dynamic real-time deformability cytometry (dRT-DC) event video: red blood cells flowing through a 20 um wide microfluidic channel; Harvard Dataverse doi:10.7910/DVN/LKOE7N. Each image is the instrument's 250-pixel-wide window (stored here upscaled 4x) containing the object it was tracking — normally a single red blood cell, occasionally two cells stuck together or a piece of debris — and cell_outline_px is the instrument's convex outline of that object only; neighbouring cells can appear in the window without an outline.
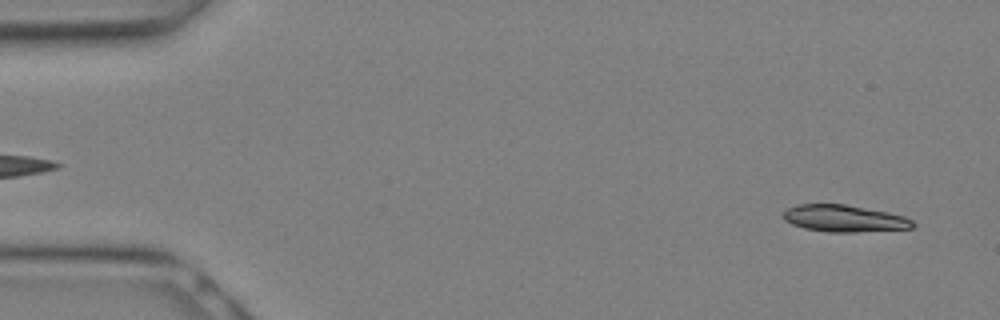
{"species": "Egyptian fruit bat (a non-hibernating species)", "species_latin": "Rousettus aegyptiacus", "temperature_condition": "warm", "stored_images_in_passage": 10, "camera_frame_rate_fps": 3000, "um_per_image_px": 0.085, "animal": {"sex": "female"}, "frame": {"image": 1, "passage_image": 2, "time_ms": 0.333, "image_size_px": [1000, 320], "cell_outline_px": [[916, 224], [912, 228], [856, 232], [828, 232], [804, 228], [792, 224], [784, 220], [784, 212], [788, 208], [800, 204], [844, 204], [888, 212], [904, 216], [912, 220]], "centroid_in_image_um": [71.78, 18.57], "position_along_channel_um": 13.2, "area_um2": 20.17}}